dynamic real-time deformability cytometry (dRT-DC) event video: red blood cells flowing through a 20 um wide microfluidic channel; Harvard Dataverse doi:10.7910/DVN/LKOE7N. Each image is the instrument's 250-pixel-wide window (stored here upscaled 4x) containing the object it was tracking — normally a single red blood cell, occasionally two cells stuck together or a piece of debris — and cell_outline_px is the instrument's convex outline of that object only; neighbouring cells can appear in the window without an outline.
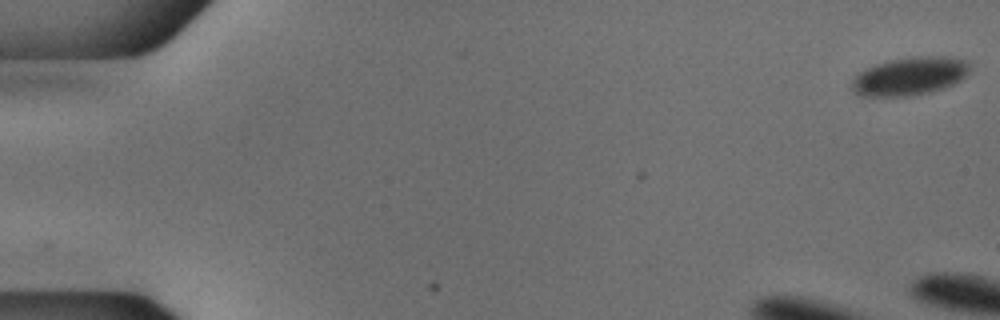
{"species": "common noctule bat (a hibernating species)", "species_latin": "Nyctalus noctula", "temperature_condition": "cold", "stored_images_in_passage": 4, "camera_frame_rate_fps": 3000, "um_per_image_px": 0.085, "animal": {"sex": "male", "body_mass_g": 18.8}, "frame": {"image": 1, "passage_image": 1, "time_ms": 0.0, "image_size_px": [1000, 320], "cell_outline_px": [[972, 64], [968, 72], [960, 80], [944, 88], [928, 92], [908, 96], [864, 96], [856, 92], [852, 88], [852, 80], [860, 72], [876, 64], [888, 60], [912, 56], [952, 56], [968, 60]], "centroid_in_image_um": [77.39, 6.45], "position_along_channel_um": 7.6, "area_um2": 26.24}}